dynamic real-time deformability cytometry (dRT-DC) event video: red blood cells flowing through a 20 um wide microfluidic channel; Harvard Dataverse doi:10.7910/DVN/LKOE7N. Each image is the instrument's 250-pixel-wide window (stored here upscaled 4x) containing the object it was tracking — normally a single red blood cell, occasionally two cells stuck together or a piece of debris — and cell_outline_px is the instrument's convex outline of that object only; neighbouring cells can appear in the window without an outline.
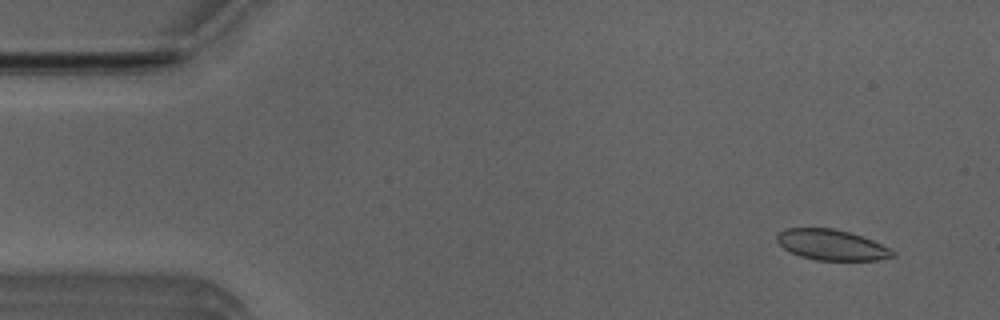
{"species": "Egyptian fruit bat (a non-hibernating species)", "species_latin": "Rousettus aegyptiacus", "temperature_condition": "room temperature", "stored_images_in_passage": 53, "segment_of_instrument_passage": [1, 2], "camera_frame_rate_fps": 3000, "um_per_image_px": 0.085, "animal": {"sex": "male"}, "frame": {"image": 1, "passage_image": 4, "time_ms": 1.0, "image_size_px": [1000, 320], "cell_outline_px": [[896, 256], [876, 260], [816, 260], [800, 256], [784, 248], [776, 240], [776, 236], [784, 228], [832, 228], [848, 232], [872, 240], [896, 252]], "centroid_in_image_um": [70.67, 20.81], "position_along_channel_um": 14.3, "area_um2": 20.4}}
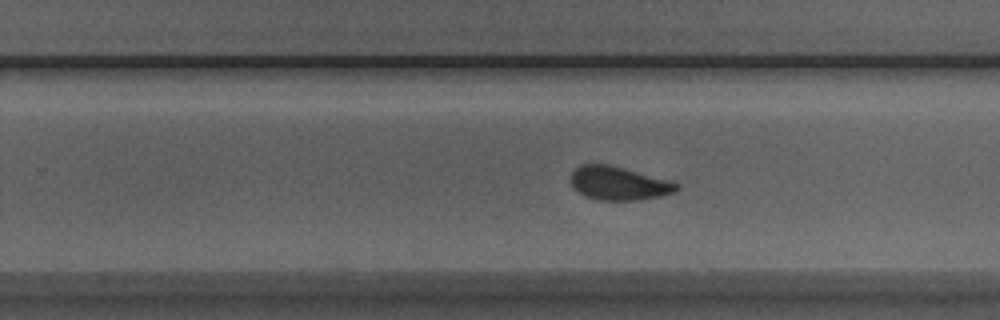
{"frame": {"image": 2, "passage_image": 32, "time_ms": 10.333, "image_size_px": [1000, 320], "cell_outline_px": [[680, 188], [676, 192], [660, 196], [640, 200], [596, 200], [584, 196], [572, 188], [568, 180], [572, 172], [580, 164], [608, 164], [624, 168], [668, 180], [680, 184]], "centroid_in_image_um": [52.54, 15.59], "position_along_channel_um": 277.3, "area_um2": 20.98}}
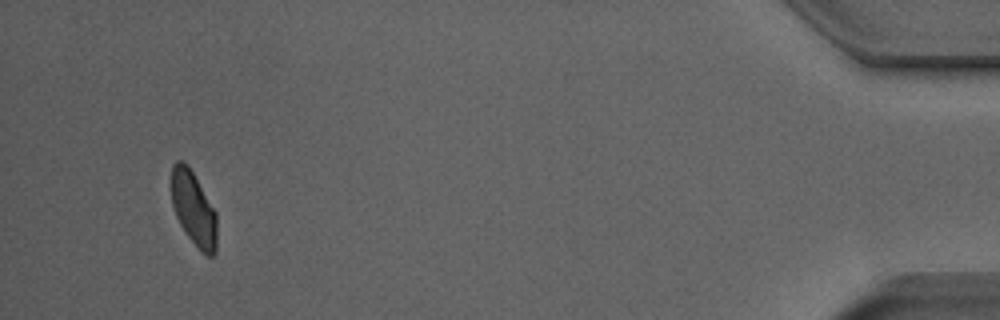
{"frame": {"image": 3, "passage_image": 49, "time_ms": 16.0, "image_size_px": [1000, 320], "cell_outline_px": [[216, 252], [212, 256], [208, 256], [200, 252], [188, 236], [180, 224], [176, 216], [172, 204], [172, 164], [176, 160], [184, 160], [188, 164], [216, 212]], "centroid_in_image_um": [16.45, 17.73], "position_along_channel_um": 418.7, "area_um2": 19.65}}